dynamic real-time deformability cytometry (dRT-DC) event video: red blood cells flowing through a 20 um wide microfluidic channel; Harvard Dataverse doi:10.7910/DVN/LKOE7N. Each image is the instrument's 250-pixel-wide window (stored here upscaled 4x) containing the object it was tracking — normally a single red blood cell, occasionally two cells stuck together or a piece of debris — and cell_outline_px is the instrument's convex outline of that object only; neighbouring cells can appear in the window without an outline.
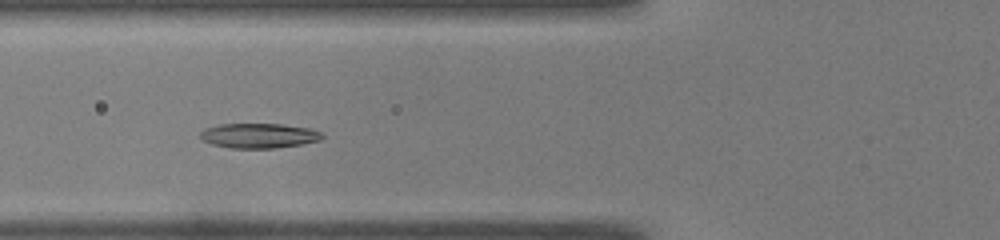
{"species": "common noctule bat (a hibernating species)", "species_latin": "Nyctalus noctula", "temperature_condition": "warm", "stored_images_in_passage": 30, "camera_frame_rate_fps": 3000, "um_per_image_px": 0.085, "animal": {"sex": "male", "body_mass_g": 19.0, "forearm_length_mm": 50.8}, "frame": {"image": 1, "passage_image": 7, "time_ms": 2.0, "image_size_px": [1000, 240], "cell_outline_px": [[324, 136], [320, 140], [300, 144], [272, 148], [228, 148], [212, 144], [200, 140], [200, 132], [204, 128], [220, 124], [280, 124], [308, 128], [320, 132]], "centroid_in_image_um": [21.94, 11.53], "position_along_channel_um": 103.9, "area_um2": 17.57}}
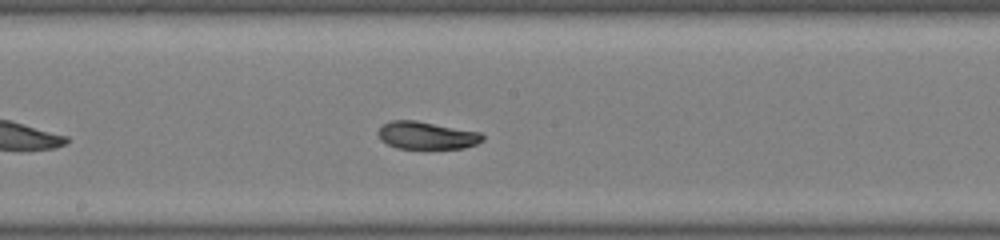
{"frame": {"image": 2, "passage_image": 15, "time_ms": 4.667, "image_size_px": [1000, 240], "cell_outline_px": [[484, 140], [476, 144], [464, 148], [396, 148], [380, 140], [380, 128], [384, 124], [392, 120], [416, 120], [480, 132], [484, 136]], "centroid_in_image_um": [36.3, 11.51], "position_along_channel_um": 211.9, "area_um2": 16.59}}
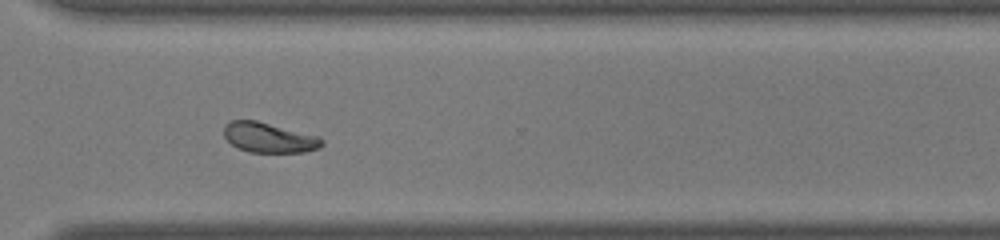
{"frame": {"image": 3, "passage_image": 25, "time_ms": 8.0, "image_size_px": [1000, 240], "cell_outline_px": [[324, 144], [320, 148], [304, 152], [248, 152], [232, 144], [224, 136], [224, 124], [232, 120], [256, 120], [320, 136], [324, 140]], "centroid_in_image_um": [22.9, 11.69], "position_along_channel_um": 347.7, "area_um2": 17.22}, "authors_computed_cell_mechanics": {"area_um2": 17.2822, "velocity_mm_per_s": 4.063, "shape_relaxation_time_tau1_ms": 11.3087, "shape_relaxation_time_tau2_ms": 1.7387, "deformation_change_tau1": 0.348, "deformation_change_tau2": 0.0626}}